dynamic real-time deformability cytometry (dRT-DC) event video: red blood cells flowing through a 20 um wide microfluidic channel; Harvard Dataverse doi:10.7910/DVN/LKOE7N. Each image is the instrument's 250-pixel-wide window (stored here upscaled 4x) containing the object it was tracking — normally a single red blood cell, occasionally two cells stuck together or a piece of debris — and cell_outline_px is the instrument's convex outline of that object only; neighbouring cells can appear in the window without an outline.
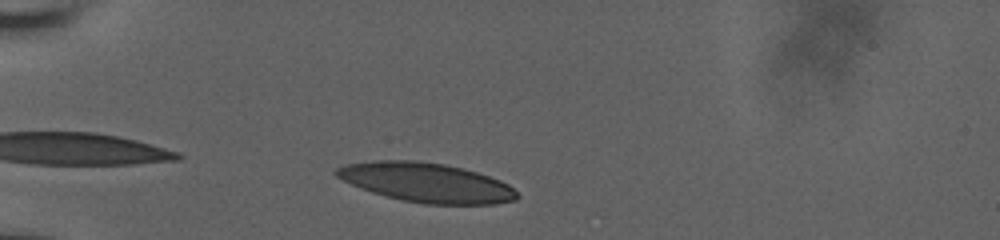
{"species": "human", "species_latin": "Homo sapiens", "temperature_condition": "room temperature", "stored_images_in_passage": 34, "camera_frame_rate_fps": 3000, "um_per_image_px": 0.085, "donor": {"sex": "male"}, "frame": {"image": 1, "passage_image": 2, "time_ms": 0.333, "image_size_px": [1000, 240], "cell_outline_px": [[520, 196], [516, 200], [496, 204], [424, 204], [404, 200], [372, 192], [360, 188], [336, 176], [332, 172], [336, 168], [344, 164], [372, 160], [412, 160], [444, 164], [476, 172], [500, 180], [508, 184]], "centroid_in_image_um": [36.22, 15.51], "position_along_channel_um": 48.8, "area_um2": 41.27}}
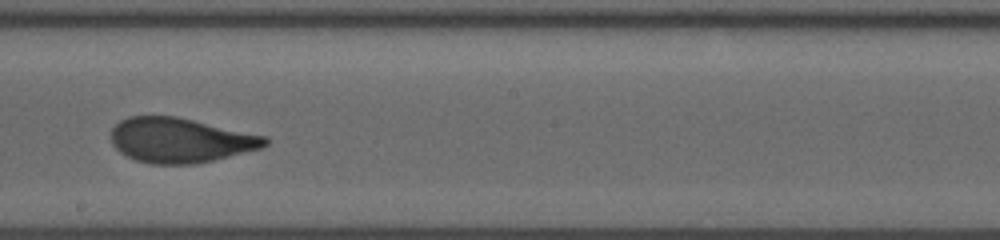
{"frame": {"image": 2, "passage_image": 19, "time_ms": 6.0, "image_size_px": [1000, 240], "cell_outline_px": [[268, 144], [260, 148], [196, 164], [152, 164], [136, 160], [120, 152], [112, 144], [112, 128], [120, 120], [128, 116], [176, 116], [268, 136]], "centroid_in_image_um": [15.32, 11.91], "position_along_channel_um": 232.9, "area_um2": 40.06}}
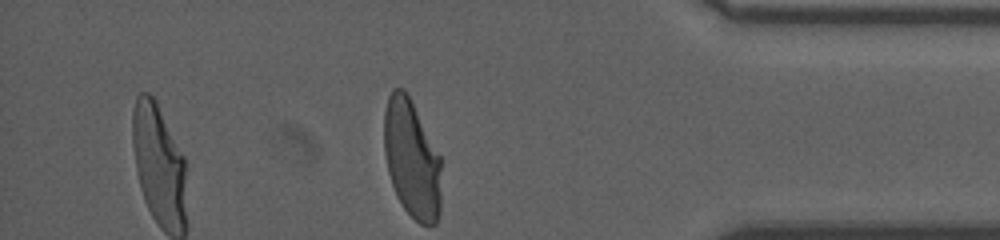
{"frame": {"image": 3, "passage_image": 34, "time_ms": 11.0, "image_size_px": [1000, 240], "cell_outline_px": [[440, 212], [436, 224], [420, 224], [404, 208], [396, 196], [388, 172], [384, 152], [384, 112], [388, 96], [392, 88], [404, 88], [408, 92], [440, 156]], "centroid_in_image_um": [34.98, 13.47], "position_along_channel_um": 400.2, "area_um2": 39.59}, "authors_computed_cell_mechanics": {"area_um2": 41.0669, "velocity_mm_per_s": 3.8169, "shape_relaxation_time_tau1_ms": 7.2419, "shape_relaxation_time_tau2_ms": 0.7586, "deformation_change_tau1": 0.2397, "deformation_change_tau2": 0.0583}}